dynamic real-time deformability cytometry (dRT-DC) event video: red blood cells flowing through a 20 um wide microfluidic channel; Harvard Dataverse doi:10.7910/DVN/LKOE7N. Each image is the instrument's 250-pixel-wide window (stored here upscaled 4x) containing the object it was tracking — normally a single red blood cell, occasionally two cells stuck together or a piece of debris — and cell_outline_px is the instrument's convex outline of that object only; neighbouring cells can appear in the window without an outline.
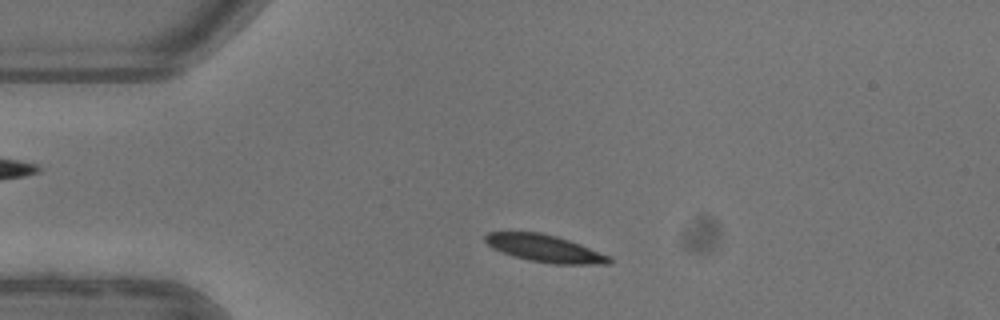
{"species": "common noctule bat (a hibernating species)", "species_latin": "Nyctalus noctula", "temperature_condition": "warm", "stored_images_in_passage": 3, "camera_frame_rate_fps": 3000, "um_per_image_px": 0.085, "animal": {"sex": "female"}, "frame": {"image": 1, "passage_image": 1, "time_ms": 0.0, "image_size_px": [1000, 320], "cell_outline_px": [[612, 260], [608, 264], [552, 264], [528, 260], [512, 256], [492, 248], [484, 240], [484, 236], [488, 232], [540, 232], [556, 236], [580, 244], [612, 256]], "centroid_in_image_um": [46.31, 21.12], "position_along_channel_um": 38.7, "area_um2": 19.77}}
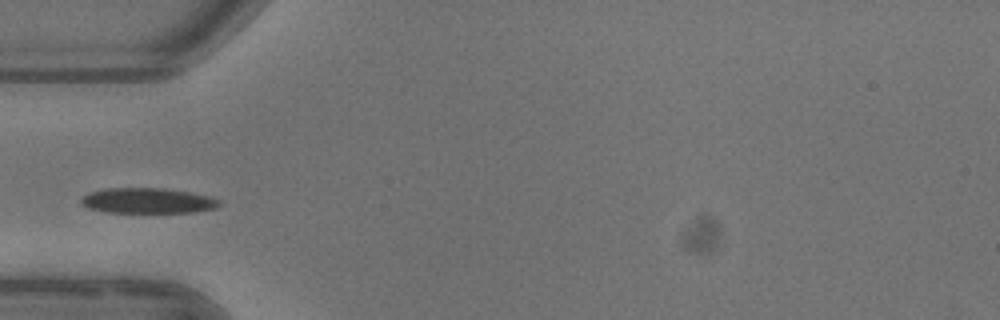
{"frame": {"image": 2, "passage_image": 2, "time_ms": 1.667, "image_size_px": [1000, 320], "cell_outline_px": [[220, 204], [216, 208], [196, 212], [104, 212], [88, 208], [80, 204], [80, 200], [88, 192], [108, 188], [164, 188], [192, 192], [208, 196], [220, 200]], "centroid_in_image_um": [12.54, 17.05], "position_along_channel_um": 72.5, "area_um2": 20.52}}
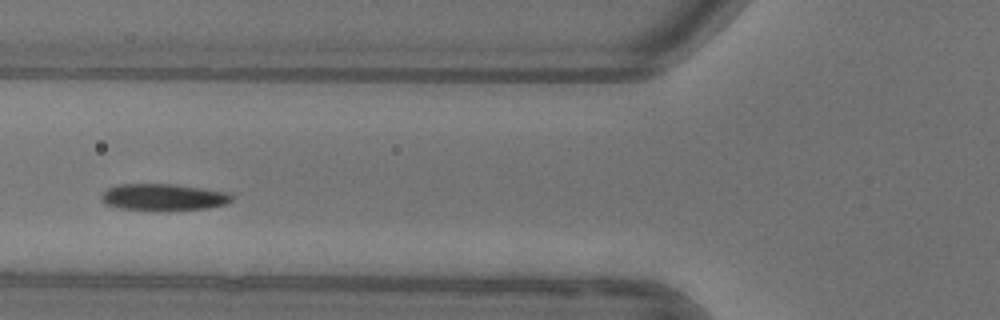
{"frame": {"image": 3, "passage_image": 3, "time_ms": 2.667, "image_size_px": [1000, 320], "cell_outline_px": [[232, 200], [224, 204], [208, 208], [168, 212], [148, 212], [120, 208], [104, 204], [100, 196], [108, 188], [116, 184], [172, 184], [228, 192], [232, 196]], "centroid_in_image_um": [13.84, 16.8], "position_along_channel_um": 112.0, "area_um2": 20.92}}